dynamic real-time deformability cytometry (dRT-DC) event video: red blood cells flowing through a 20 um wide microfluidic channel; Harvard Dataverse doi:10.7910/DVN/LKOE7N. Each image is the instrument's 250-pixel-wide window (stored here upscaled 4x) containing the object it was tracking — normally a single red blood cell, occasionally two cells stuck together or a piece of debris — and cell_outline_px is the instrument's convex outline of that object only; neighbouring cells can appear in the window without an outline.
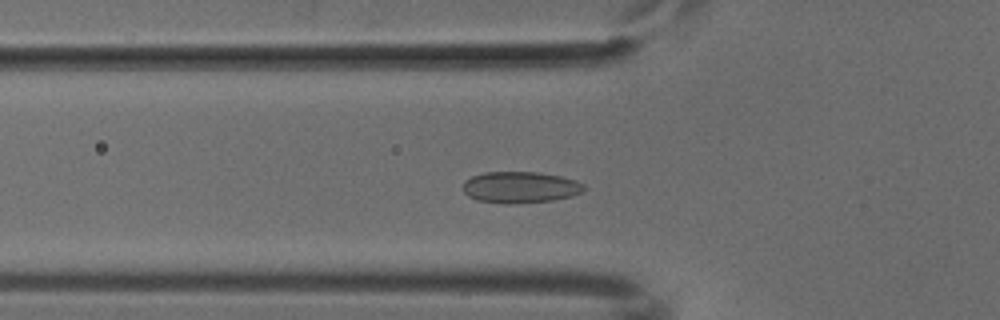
{"species": "common noctule bat (a hibernating species)", "species_latin": "Nyctalus noctula", "temperature_condition": "cold", "stored_images_in_passage": 51, "camera_frame_rate_fps": 3000, "um_per_image_px": 0.085, "animal": {"sex": "male", "body_mass_g": 18.8}, "frame": {"image": 1, "passage_image": 17, "time_ms": 5.333, "image_size_px": [1000, 320], "cell_outline_px": [[584, 188], [580, 192], [572, 196], [552, 200], [508, 204], [504, 204], [476, 200], [468, 196], [464, 192], [464, 180], [472, 176], [484, 172], [540, 172], [560, 176], [576, 180], [584, 184]], "centroid_in_image_um": [44.2, 15.91], "position_along_channel_um": 81.6, "area_um2": 22.14}}
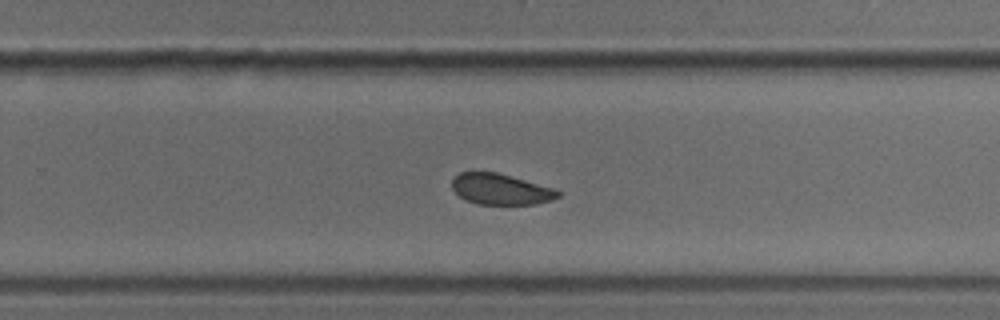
{"frame": {"image": 2, "passage_image": 33, "time_ms": 10.667, "image_size_px": [1000, 320], "cell_outline_px": [[560, 196], [552, 200], [536, 204], [476, 204], [464, 200], [452, 188], [452, 176], [460, 172], [496, 172], [556, 188], [560, 192]], "centroid_in_image_um": [42.56, 16.08], "position_along_channel_um": 287.2, "area_um2": 19.25}}
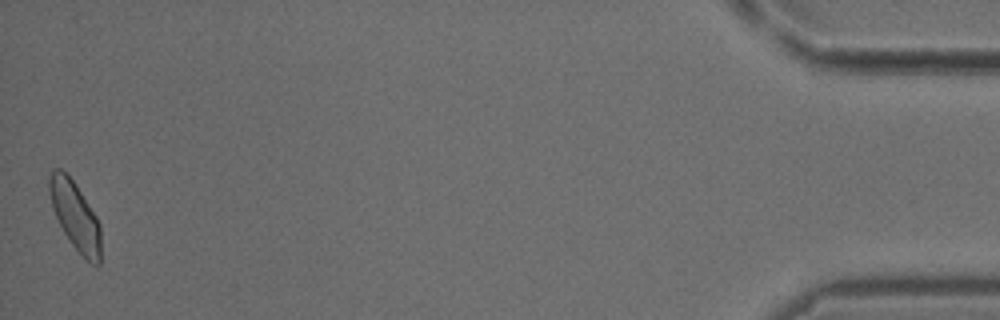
{"frame": {"image": 3, "passage_image": 51, "time_ms": 16.667, "image_size_px": [1000, 320], "cell_outline_px": [[100, 264], [92, 264], [84, 260], [72, 244], [64, 232], [52, 208], [48, 188], [48, 180], [52, 168], [60, 168], [68, 172], [76, 184], [96, 216], [100, 224]], "centroid_in_image_um": [6.38, 18.31], "position_along_channel_um": 428.8, "area_um2": 20.69}}